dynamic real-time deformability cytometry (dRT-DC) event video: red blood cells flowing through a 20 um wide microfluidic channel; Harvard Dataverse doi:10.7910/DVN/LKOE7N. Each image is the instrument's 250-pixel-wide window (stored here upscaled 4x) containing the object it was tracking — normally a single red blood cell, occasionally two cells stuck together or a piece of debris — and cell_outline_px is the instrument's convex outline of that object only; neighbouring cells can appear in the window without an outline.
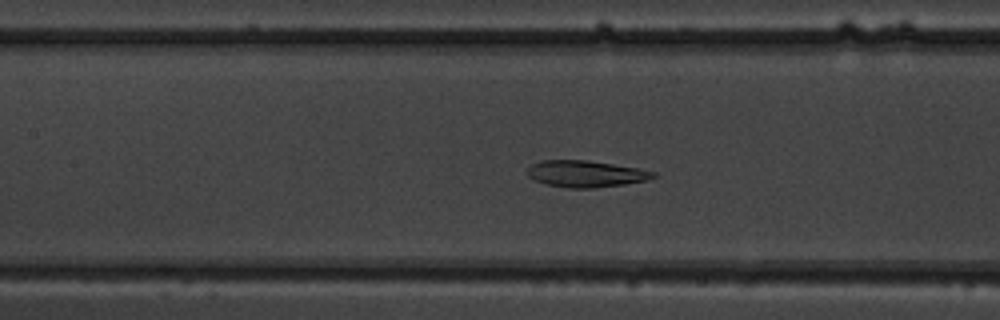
{"species": "common noctule bat (a hibernating species)", "species_latin": "Nyctalus noctula", "temperature_condition": "warm", "stored_images_in_passage": 54, "camera_frame_rate_fps": 3000, "um_per_image_px": 0.085, "animal": {"sex": "male", "body_mass_g": 19.5, "forearm_length_mm": 54.6}, "frame": {"image": 1, "passage_image": 25, "time_ms": 8.0, "image_size_px": [1000, 320], "cell_outline_px": [[656, 176], [648, 180], [624, 184], [592, 188], [568, 188], [548, 184], [532, 180], [528, 176], [528, 168], [532, 164], [540, 160], [588, 160], [636, 168], [656, 172]], "centroid_in_image_um": [49.76, 14.77], "position_along_channel_um": 157.6, "area_um2": 19.42}}
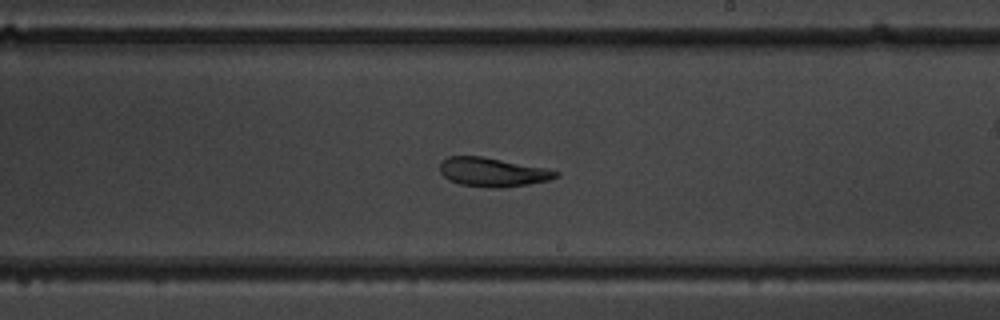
{"frame": {"image": 2, "passage_image": 32, "time_ms": 10.333, "image_size_px": [1000, 320], "cell_outline_px": [[560, 176], [548, 180], [528, 184], [500, 188], [488, 188], [460, 184], [448, 180], [440, 172], [440, 164], [448, 156], [480, 156], [544, 168], [560, 172]], "centroid_in_image_um": [41.85, 14.64], "position_along_channel_um": 247.1, "area_um2": 19.36}}
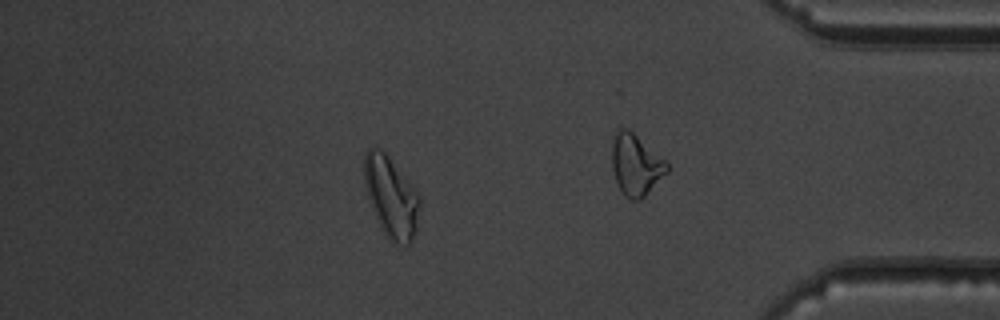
{"frame": {"image": 3, "passage_image": 47, "time_ms": 15.333, "image_size_px": [1000, 320], "cell_outline_px": [[420, 204], [416, 232], [412, 240], [408, 244], [396, 244], [388, 240], [372, 208], [364, 184], [364, 156], [368, 148], [380, 148], [388, 156], [408, 180], [416, 192], [420, 200]], "centroid_in_image_um": [33.24, 16.75], "position_along_channel_um": 402.0, "area_um2": 25.78}, "authors_computed_cell_mechanics": {"area_um2": 23.9581, "velocity_mm_per_s": 3.8487, "shape_relaxation_time_tau1_ms": 10.0614, "shape_relaxation_time_tau2_ms": 3.6896, "deformation_change_tau1": 0.2187, "deformation_change_tau2": 0.1168}}